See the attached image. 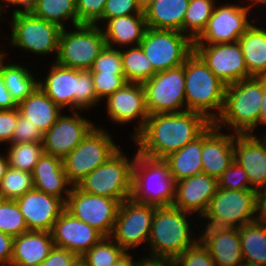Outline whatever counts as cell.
I'll use <instances>...</instances> for the list:
<instances>
[{"mask_svg":"<svg viewBox=\"0 0 266 266\" xmlns=\"http://www.w3.org/2000/svg\"><path fill=\"white\" fill-rule=\"evenodd\" d=\"M216 0H190L183 21V34L195 41L205 30Z\"/></svg>","mask_w":266,"mask_h":266,"instance_id":"cell-37","label":"cell"},{"mask_svg":"<svg viewBox=\"0 0 266 266\" xmlns=\"http://www.w3.org/2000/svg\"><path fill=\"white\" fill-rule=\"evenodd\" d=\"M34 189L67 202L72 185L68 182L62 159L43 153L32 171Z\"/></svg>","mask_w":266,"mask_h":266,"instance_id":"cell-26","label":"cell"},{"mask_svg":"<svg viewBox=\"0 0 266 266\" xmlns=\"http://www.w3.org/2000/svg\"><path fill=\"white\" fill-rule=\"evenodd\" d=\"M76 257V254L65 248L54 246L48 257L38 266H70Z\"/></svg>","mask_w":266,"mask_h":266,"instance_id":"cell-50","label":"cell"},{"mask_svg":"<svg viewBox=\"0 0 266 266\" xmlns=\"http://www.w3.org/2000/svg\"><path fill=\"white\" fill-rule=\"evenodd\" d=\"M241 4H215L208 24L201 35L194 41V44H219L234 43L246 32V30L255 23L250 13L255 7L253 0H239ZM248 3L243 4V3ZM229 3V4H228ZM250 20V21H249ZM253 21V22H252Z\"/></svg>","mask_w":266,"mask_h":266,"instance_id":"cell-12","label":"cell"},{"mask_svg":"<svg viewBox=\"0 0 266 266\" xmlns=\"http://www.w3.org/2000/svg\"><path fill=\"white\" fill-rule=\"evenodd\" d=\"M101 28L106 46L120 49L140 45L147 24L144 14H133L111 18Z\"/></svg>","mask_w":266,"mask_h":266,"instance_id":"cell-28","label":"cell"},{"mask_svg":"<svg viewBox=\"0 0 266 266\" xmlns=\"http://www.w3.org/2000/svg\"><path fill=\"white\" fill-rule=\"evenodd\" d=\"M125 251L111 238L103 237L82 257L88 266H111Z\"/></svg>","mask_w":266,"mask_h":266,"instance_id":"cell-41","label":"cell"},{"mask_svg":"<svg viewBox=\"0 0 266 266\" xmlns=\"http://www.w3.org/2000/svg\"><path fill=\"white\" fill-rule=\"evenodd\" d=\"M155 208L156 206L138 203L131 198L124 200L119 206L110 237L125 252L143 245L147 250Z\"/></svg>","mask_w":266,"mask_h":266,"instance_id":"cell-15","label":"cell"},{"mask_svg":"<svg viewBox=\"0 0 266 266\" xmlns=\"http://www.w3.org/2000/svg\"><path fill=\"white\" fill-rule=\"evenodd\" d=\"M218 189V180L205 173L184 178L176 182L175 199L172 206L191 213L199 220L206 213L211 199ZM200 217V218H199ZM198 218V219H197Z\"/></svg>","mask_w":266,"mask_h":266,"instance_id":"cell-22","label":"cell"},{"mask_svg":"<svg viewBox=\"0 0 266 266\" xmlns=\"http://www.w3.org/2000/svg\"><path fill=\"white\" fill-rule=\"evenodd\" d=\"M202 134L182 149L169 154L164 160L169 164L175 181L202 173Z\"/></svg>","mask_w":266,"mask_h":266,"instance_id":"cell-32","label":"cell"},{"mask_svg":"<svg viewBox=\"0 0 266 266\" xmlns=\"http://www.w3.org/2000/svg\"><path fill=\"white\" fill-rule=\"evenodd\" d=\"M97 98L101 101L115 93L126 83L124 74L91 72Z\"/></svg>","mask_w":266,"mask_h":266,"instance_id":"cell-42","label":"cell"},{"mask_svg":"<svg viewBox=\"0 0 266 266\" xmlns=\"http://www.w3.org/2000/svg\"><path fill=\"white\" fill-rule=\"evenodd\" d=\"M43 142V133L27 118L18 115L17 126L14 129L10 143Z\"/></svg>","mask_w":266,"mask_h":266,"instance_id":"cell-48","label":"cell"},{"mask_svg":"<svg viewBox=\"0 0 266 266\" xmlns=\"http://www.w3.org/2000/svg\"><path fill=\"white\" fill-rule=\"evenodd\" d=\"M194 52L226 86L251 78L238 41L194 44Z\"/></svg>","mask_w":266,"mask_h":266,"instance_id":"cell-17","label":"cell"},{"mask_svg":"<svg viewBox=\"0 0 266 266\" xmlns=\"http://www.w3.org/2000/svg\"><path fill=\"white\" fill-rule=\"evenodd\" d=\"M2 17H3V14H2L1 7H0V21L2 20Z\"/></svg>","mask_w":266,"mask_h":266,"instance_id":"cell-63","label":"cell"},{"mask_svg":"<svg viewBox=\"0 0 266 266\" xmlns=\"http://www.w3.org/2000/svg\"><path fill=\"white\" fill-rule=\"evenodd\" d=\"M255 222L266 227V189L256 194Z\"/></svg>","mask_w":266,"mask_h":266,"instance_id":"cell-53","label":"cell"},{"mask_svg":"<svg viewBox=\"0 0 266 266\" xmlns=\"http://www.w3.org/2000/svg\"><path fill=\"white\" fill-rule=\"evenodd\" d=\"M31 13L37 18L58 25L61 29L68 28L67 21L71 22V29L78 25L76 0H38Z\"/></svg>","mask_w":266,"mask_h":266,"instance_id":"cell-35","label":"cell"},{"mask_svg":"<svg viewBox=\"0 0 266 266\" xmlns=\"http://www.w3.org/2000/svg\"><path fill=\"white\" fill-rule=\"evenodd\" d=\"M0 48L2 49L1 45H0ZM1 49H0V63H1L4 59H7V58H6V55L8 56V53L6 54V52H5V50H7V49H3V50H1Z\"/></svg>","mask_w":266,"mask_h":266,"instance_id":"cell-62","label":"cell"},{"mask_svg":"<svg viewBox=\"0 0 266 266\" xmlns=\"http://www.w3.org/2000/svg\"><path fill=\"white\" fill-rule=\"evenodd\" d=\"M73 28L75 30H61L55 62L73 69L90 70L106 47L104 32L96 24H78Z\"/></svg>","mask_w":266,"mask_h":266,"instance_id":"cell-9","label":"cell"},{"mask_svg":"<svg viewBox=\"0 0 266 266\" xmlns=\"http://www.w3.org/2000/svg\"><path fill=\"white\" fill-rule=\"evenodd\" d=\"M133 14H144L137 0H107L102 17L95 24L99 26L111 18Z\"/></svg>","mask_w":266,"mask_h":266,"instance_id":"cell-44","label":"cell"},{"mask_svg":"<svg viewBox=\"0 0 266 266\" xmlns=\"http://www.w3.org/2000/svg\"><path fill=\"white\" fill-rule=\"evenodd\" d=\"M17 108L22 116L30 120L41 132H47L63 111L37 86Z\"/></svg>","mask_w":266,"mask_h":266,"instance_id":"cell-30","label":"cell"},{"mask_svg":"<svg viewBox=\"0 0 266 266\" xmlns=\"http://www.w3.org/2000/svg\"><path fill=\"white\" fill-rule=\"evenodd\" d=\"M107 0H76L78 24H95L103 14Z\"/></svg>","mask_w":266,"mask_h":266,"instance_id":"cell-47","label":"cell"},{"mask_svg":"<svg viewBox=\"0 0 266 266\" xmlns=\"http://www.w3.org/2000/svg\"><path fill=\"white\" fill-rule=\"evenodd\" d=\"M70 266H88L87 261L82 256H77Z\"/></svg>","mask_w":266,"mask_h":266,"instance_id":"cell-59","label":"cell"},{"mask_svg":"<svg viewBox=\"0 0 266 266\" xmlns=\"http://www.w3.org/2000/svg\"><path fill=\"white\" fill-rule=\"evenodd\" d=\"M121 56L127 82L143 84L157 73L140 45L121 48Z\"/></svg>","mask_w":266,"mask_h":266,"instance_id":"cell-36","label":"cell"},{"mask_svg":"<svg viewBox=\"0 0 266 266\" xmlns=\"http://www.w3.org/2000/svg\"><path fill=\"white\" fill-rule=\"evenodd\" d=\"M190 214L174 206L156 207L147 243L150 252L147 257L173 260L194 246L199 241V235L191 227L194 218L191 220Z\"/></svg>","mask_w":266,"mask_h":266,"instance_id":"cell-3","label":"cell"},{"mask_svg":"<svg viewBox=\"0 0 266 266\" xmlns=\"http://www.w3.org/2000/svg\"><path fill=\"white\" fill-rule=\"evenodd\" d=\"M0 231L13 238L28 231L25 219L15 200L0 198Z\"/></svg>","mask_w":266,"mask_h":266,"instance_id":"cell-40","label":"cell"},{"mask_svg":"<svg viewBox=\"0 0 266 266\" xmlns=\"http://www.w3.org/2000/svg\"><path fill=\"white\" fill-rule=\"evenodd\" d=\"M262 99V77L242 79L226 86L222 112L213 124L237 135H255Z\"/></svg>","mask_w":266,"mask_h":266,"instance_id":"cell-4","label":"cell"},{"mask_svg":"<svg viewBox=\"0 0 266 266\" xmlns=\"http://www.w3.org/2000/svg\"><path fill=\"white\" fill-rule=\"evenodd\" d=\"M11 25L10 47L38 56L58 55L61 28L51 22L35 17L31 12L10 15ZM11 20V21H10Z\"/></svg>","mask_w":266,"mask_h":266,"instance_id":"cell-10","label":"cell"},{"mask_svg":"<svg viewBox=\"0 0 266 266\" xmlns=\"http://www.w3.org/2000/svg\"><path fill=\"white\" fill-rule=\"evenodd\" d=\"M54 247L51 232L28 230L14 237L10 266H38Z\"/></svg>","mask_w":266,"mask_h":266,"instance_id":"cell-27","label":"cell"},{"mask_svg":"<svg viewBox=\"0 0 266 266\" xmlns=\"http://www.w3.org/2000/svg\"><path fill=\"white\" fill-rule=\"evenodd\" d=\"M90 72L124 74L121 49L106 46L94 60Z\"/></svg>","mask_w":266,"mask_h":266,"instance_id":"cell-43","label":"cell"},{"mask_svg":"<svg viewBox=\"0 0 266 266\" xmlns=\"http://www.w3.org/2000/svg\"><path fill=\"white\" fill-rule=\"evenodd\" d=\"M139 6L144 10L147 8L150 4H152L155 0H137Z\"/></svg>","mask_w":266,"mask_h":266,"instance_id":"cell-60","label":"cell"},{"mask_svg":"<svg viewBox=\"0 0 266 266\" xmlns=\"http://www.w3.org/2000/svg\"><path fill=\"white\" fill-rule=\"evenodd\" d=\"M33 189L32 173L8 167L0 183V198L16 200Z\"/></svg>","mask_w":266,"mask_h":266,"instance_id":"cell-39","label":"cell"},{"mask_svg":"<svg viewBox=\"0 0 266 266\" xmlns=\"http://www.w3.org/2000/svg\"><path fill=\"white\" fill-rule=\"evenodd\" d=\"M190 0H155L143 10L147 28L183 33V21Z\"/></svg>","mask_w":266,"mask_h":266,"instance_id":"cell-29","label":"cell"},{"mask_svg":"<svg viewBox=\"0 0 266 266\" xmlns=\"http://www.w3.org/2000/svg\"><path fill=\"white\" fill-rule=\"evenodd\" d=\"M120 204L116 199L92 195L72 186L65 209L104 237H110Z\"/></svg>","mask_w":266,"mask_h":266,"instance_id":"cell-16","label":"cell"},{"mask_svg":"<svg viewBox=\"0 0 266 266\" xmlns=\"http://www.w3.org/2000/svg\"><path fill=\"white\" fill-rule=\"evenodd\" d=\"M8 167H9V164H8L6 153H3V154L0 153V183Z\"/></svg>","mask_w":266,"mask_h":266,"instance_id":"cell-58","label":"cell"},{"mask_svg":"<svg viewBox=\"0 0 266 266\" xmlns=\"http://www.w3.org/2000/svg\"><path fill=\"white\" fill-rule=\"evenodd\" d=\"M261 134H239L234 139V161L246 171L249 189L256 192L266 189V138Z\"/></svg>","mask_w":266,"mask_h":266,"instance_id":"cell-20","label":"cell"},{"mask_svg":"<svg viewBox=\"0 0 266 266\" xmlns=\"http://www.w3.org/2000/svg\"><path fill=\"white\" fill-rule=\"evenodd\" d=\"M81 110L64 114L43 134V151L45 154L63 159L96 126L93 121L81 115Z\"/></svg>","mask_w":266,"mask_h":266,"instance_id":"cell-19","label":"cell"},{"mask_svg":"<svg viewBox=\"0 0 266 266\" xmlns=\"http://www.w3.org/2000/svg\"><path fill=\"white\" fill-rule=\"evenodd\" d=\"M49 66L47 76L38 79V86L58 107L72 112L100 105L90 70L73 69L55 61Z\"/></svg>","mask_w":266,"mask_h":266,"instance_id":"cell-2","label":"cell"},{"mask_svg":"<svg viewBox=\"0 0 266 266\" xmlns=\"http://www.w3.org/2000/svg\"><path fill=\"white\" fill-rule=\"evenodd\" d=\"M262 107H261V112H260V117H259V122L258 125L261 127L266 125V76L262 77ZM266 131V129H265Z\"/></svg>","mask_w":266,"mask_h":266,"instance_id":"cell-56","label":"cell"},{"mask_svg":"<svg viewBox=\"0 0 266 266\" xmlns=\"http://www.w3.org/2000/svg\"><path fill=\"white\" fill-rule=\"evenodd\" d=\"M256 194L253 189L218 188L202 216L203 221L205 220L203 226L240 228L254 222Z\"/></svg>","mask_w":266,"mask_h":266,"instance_id":"cell-11","label":"cell"},{"mask_svg":"<svg viewBox=\"0 0 266 266\" xmlns=\"http://www.w3.org/2000/svg\"><path fill=\"white\" fill-rule=\"evenodd\" d=\"M16 108L17 104L8 92V89L5 86L4 77L0 73V110H12Z\"/></svg>","mask_w":266,"mask_h":266,"instance_id":"cell-54","label":"cell"},{"mask_svg":"<svg viewBox=\"0 0 266 266\" xmlns=\"http://www.w3.org/2000/svg\"><path fill=\"white\" fill-rule=\"evenodd\" d=\"M107 117L113 124L136 122L135 130L130 134L134 139L145 127L149 113L146 108L145 89L142 83L127 82L122 88L105 99ZM137 119V121H136Z\"/></svg>","mask_w":266,"mask_h":266,"instance_id":"cell-18","label":"cell"},{"mask_svg":"<svg viewBox=\"0 0 266 266\" xmlns=\"http://www.w3.org/2000/svg\"><path fill=\"white\" fill-rule=\"evenodd\" d=\"M260 25L253 23L238 40L251 77L266 76V28Z\"/></svg>","mask_w":266,"mask_h":266,"instance_id":"cell-31","label":"cell"},{"mask_svg":"<svg viewBox=\"0 0 266 266\" xmlns=\"http://www.w3.org/2000/svg\"><path fill=\"white\" fill-rule=\"evenodd\" d=\"M172 261L174 266H216L210 253L200 241Z\"/></svg>","mask_w":266,"mask_h":266,"instance_id":"cell-45","label":"cell"},{"mask_svg":"<svg viewBox=\"0 0 266 266\" xmlns=\"http://www.w3.org/2000/svg\"><path fill=\"white\" fill-rule=\"evenodd\" d=\"M133 156L129 159L120 148L76 186L86 193L109 197L122 203L131 197Z\"/></svg>","mask_w":266,"mask_h":266,"instance_id":"cell-7","label":"cell"},{"mask_svg":"<svg viewBox=\"0 0 266 266\" xmlns=\"http://www.w3.org/2000/svg\"><path fill=\"white\" fill-rule=\"evenodd\" d=\"M143 87L149 115L186 111L184 64L157 72Z\"/></svg>","mask_w":266,"mask_h":266,"instance_id":"cell-14","label":"cell"},{"mask_svg":"<svg viewBox=\"0 0 266 266\" xmlns=\"http://www.w3.org/2000/svg\"><path fill=\"white\" fill-rule=\"evenodd\" d=\"M24 66V63L22 65L18 62H7L5 59L0 63V73L4 77L5 86L17 105L38 86V78L33 75L32 70Z\"/></svg>","mask_w":266,"mask_h":266,"instance_id":"cell-33","label":"cell"},{"mask_svg":"<svg viewBox=\"0 0 266 266\" xmlns=\"http://www.w3.org/2000/svg\"><path fill=\"white\" fill-rule=\"evenodd\" d=\"M18 108L12 110H0V145L9 144L19 115Z\"/></svg>","mask_w":266,"mask_h":266,"instance_id":"cell-49","label":"cell"},{"mask_svg":"<svg viewBox=\"0 0 266 266\" xmlns=\"http://www.w3.org/2000/svg\"><path fill=\"white\" fill-rule=\"evenodd\" d=\"M13 237L0 231V265L10 266L13 256Z\"/></svg>","mask_w":266,"mask_h":266,"instance_id":"cell-52","label":"cell"},{"mask_svg":"<svg viewBox=\"0 0 266 266\" xmlns=\"http://www.w3.org/2000/svg\"><path fill=\"white\" fill-rule=\"evenodd\" d=\"M184 75L186 110L214 123L223 109L226 85L195 52L184 62Z\"/></svg>","mask_w":266,"mask_h":266,"instance_id":"cell-5","label":"cell"},{"mask_svg":"<svg viewBox=\"0 0 266 266\" xmlns=\"http://www.w3.org/2000/svg\"><path fill=\"white\" fill-rule=\"evenodd\" d=\"M140 46L156 72L183 65L194 52V41L175 30L147 28Z\"/></svg>","mask_w":266,"mask_h":266,"instance_id":"cell-13","label":"cell"},{"mask_svg":"<svg viewBox=\"0 0 266 266\" xmlns=\"http://www.w3.org/2000/svg\"><path fill=\"white\" fill-rule=\"evenodd\" d=\"M15 201L28 230L51 232L54 222L65 209V203L61 199L36 189L26 192Z\"/></svg>","mask_w":266,"mask_h":266,"instance_id":"cell-24","label":"cell"},{"mask_svg":"<svg viewBox=\"0 0 266 266\" xmlns=\"http://www.w3.org/2000/svg\"><path fill=\"white\" fill-rule=\"evenodd\" d=\"M254 1V5L255 6H259L258 8H260V6L264 7L266 9V0H253Z\"/></svg>","mask_w":266,"mask_h":266,"instance_id":"cell-61","label":"cell"},{"mask_svg":"<svg viewBox=\"0 0 266 266\" xmlns=\"http://www.w3.org/2000/svg\"><path fill=\"white\" fill-rule=\"evenodd\" d=\"M211 124L204 115L189 110L150 114L133 140L140 154L164 159L199 137Z\"/></svg>","mask_w":266,"mask_h":266,"instance_id":"cell-1","label":"cell"},{"mask_svg":"<svg viewBox=\"0 0 266 266\" xmlns=\"http://www.w3.org/2000/svg\"><path fill=\"white\" fill-rule=\"evenodd\" d=\"M222 130L212 123L202 133V173L217 180L234 162V139L237 135Z\"/></svg>","mask_w":266,"mask_h":266,"instance_id":"cell-23","label":"cell"},{"mask_svg":"<svg viewBox=\"0 0 266 266\" xmlns=\"http://www.w3.org/2000/svg\"><path fill=\"white\" fill-rule=\"evenodd\" d=\"M138 259V262L136 266H174L173 261L170 259H164V258H151L147 257V255H143V258L141 257Z\"/></svg>","mask_w":266,"mask_h":266,"instance_id":"cell-55","label":"cell"},{"mask_svg":"<svg viewBox=\"0 0 266 266\" xmlns=\"http://www.w3.org/2000/svg\"><path fill=\"white\" fill-rule=\"evenodd\" d=\"M218 188L226 190L249 189L246 171L234 161L218 179Z\"/></svg>","mask_w":266,"mask_h":266,"instance_id":"cell-46","label":"cell"},{"mask_svg":"<svg viewBox=\"0 0 266 266\" xmlns=\"http://www.w3.org/2000/svg\"><path fill=\"white\" fill-rule=\"evenodd\" d=\"M238 230L244 266H266V227L254 221Z\"/></svg>","mask_w":266,"mask_h":266,"instance_id":"cell-34","label":"cell"},{"mask_svg":"<svg viewBox=\"0 0 266 266\" xmlns=\"http://www.w3.org/2000/svg\"><path fill=\"white\" fill-rule=\"evenodd\" d=\"M54 246L83 256L104 236L95 228L74 217L64 209L54 222L52 231Z\"/></svg>","mask_w":266,"mask_h":266,"instance_id":"cell-21","label":"cell"},{"mask_svg":"<svg viewBox=\"0 0 266 266\" xmlns=\"http://www.w3.org/2000/svg\"><path fill=\"white\" fill-rule=\"evenodd\" d=\"M137 262L131 253L125 252L111 266H136Z\"/></svg>","mask_w":266,"mask_h":266,"instance_id":"cell-57","label":"cell"},{"mask_svg":"<svg viewBox=\"0 0 266 266\" xmlns=\"http://www.w3.org/2000/svg\"><path fill=\"white\" fill-rule=\"evenodd\" d=\"M176 181L164 159L146 157L135 152L132 170L131 199L156 207L172 206Z\"/></svg>","mask_w":266,"mask_h":266,"instance_id":"cell-6","label":"cell"},{"mask_svg":"<svg viewBox=\"0 0 266 266\" xmlns=\"http://www.w3.org/2000/svg\"><path fill=\"white\" fill-rule=\"evenodd\" d=\"M199 241L216 266H244L238 228L204 226ZM203 231V232H202Z\"/></svg>","mask_w":266,"mask_h":266,"instance_id":"cell-25","label":"cell"},{"mask_svg":"<svg viewBox=\"0 0 266 266\" xmlns=\"http://www.w3.org/2000/svg\"><path fill=\"white\" fill-rule=\"evenodd\" d=\"M96 125L87 136L62 159L68 182L76 186L88 174L105 163L121 147L111 133Z\"/></svg>","mask_w":266,"mask_h":266,"instance_id":"cell-8","label":"cell"},{"mask_svg":"<svg viewBox=\"0 0 266 266\" xmlns=\"http://www.w3.org/2000/svg\"><path fill=\"white\" fill-rule=\"evenodd\" d=\"M37 2L38 0H0V7L3 14L9 12L10 10L8 9V7L11 6L15 8L12 10L11 14L28 13L35 8ZM6 6L8 10L6 9Z\"/></svg>","mask_w":266,"mask_h":266,"instance_id":"cell-51","label":"cell"},{"mask_svg":"<svg viewBox=\"0 0 266 266\" xmlns=\"http://www.w3.org/2000/svg\"><path fill=\"white\" fill-rule=\"evenodd\" d=\"M6 156L9 167L32 173L34 166L43 155L42 142L9 143Z\"/></svg>","mask_w":266,"mask_h":266,"instance_id":"cell-38","label":"cell"}]
</instances>
